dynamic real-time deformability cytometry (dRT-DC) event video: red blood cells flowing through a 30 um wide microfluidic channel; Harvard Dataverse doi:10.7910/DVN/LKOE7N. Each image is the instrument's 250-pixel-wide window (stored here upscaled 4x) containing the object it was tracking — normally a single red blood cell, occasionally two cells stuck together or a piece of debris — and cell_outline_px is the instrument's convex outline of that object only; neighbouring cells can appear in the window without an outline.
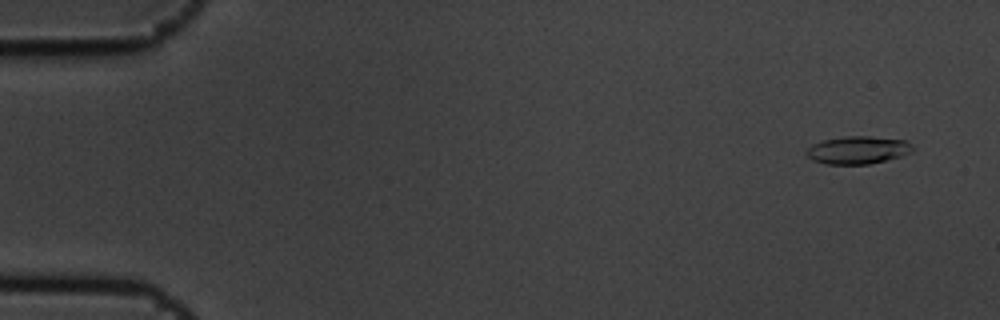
{"species": "common noctule bat (a hibernating species)", "species_latin": "Nyctalus noctula", "temperature_condition": "cold", "stored_images_in_passage": 4, "camera_frame_rate_fps": 3000, "um_per_image_px": 0.085, "animal": {"sex": "male", "body_mass_g": 19.5, "forearm_length_mm": 54.6}, "frame": {"image": 1, "passage_image": 1, "time_ms": 0.0, "image_size_px": [1000, 320], "cell_outline_px": [[916, 148], [912, 152], [900, 156], [868, 164], [824, 164], [812, 160], [804, 152], [812, 144], [824, 140], [844, 136], [868, 136], [904, 140], [912, 144]], "centroid_in_image_um": [72.91, 12.75], "position_along_channel_um": 12.1, "area_um2": 17.17}}
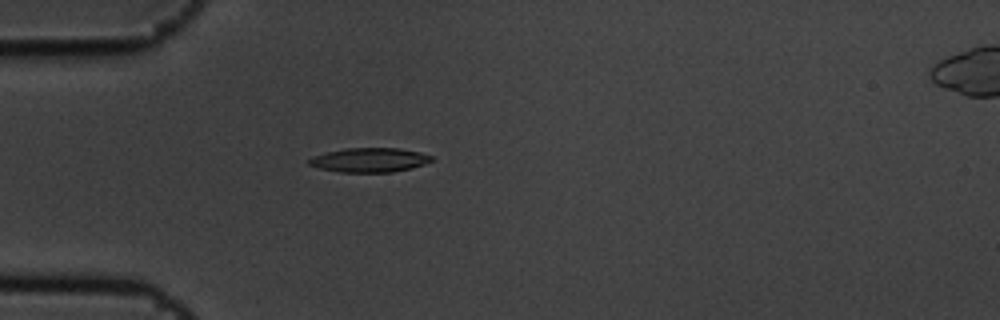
{"frame": {"image": 2, "passage_image": 4, "time_ms": 1.0, "image_size_px": [1000, 320], "cell_outline_px": [[432, 160], [424, 164], [412, 168], [392, 172], [340, 172], [320, 168], [308, 164], [308, 160], [312, 156], [324, 152], [344, 148], [400, 148], [420, 152], [432, 156]], "centroid_in_image_um": [31.39, 13.59], "position_along_channel_um": 53.6, "area_um2": 17.4}}